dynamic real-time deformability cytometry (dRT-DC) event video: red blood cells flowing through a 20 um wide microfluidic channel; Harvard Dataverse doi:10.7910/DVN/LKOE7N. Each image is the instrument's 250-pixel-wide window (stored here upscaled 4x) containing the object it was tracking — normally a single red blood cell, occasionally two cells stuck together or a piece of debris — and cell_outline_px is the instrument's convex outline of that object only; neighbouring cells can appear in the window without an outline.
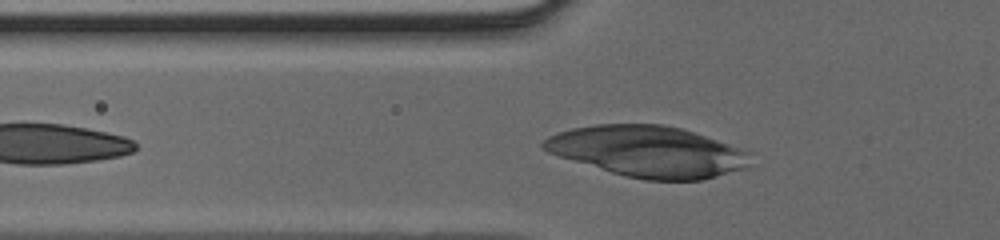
{"species": "human", "species_latin": "Homo sapiens", "temperature_condition": "cold", "stored_images_in_passage": 28, "camera_frame_rate_fps": 3000, "um_per_image_px": 0.085, "donor": {"sex": "male"}, "frame": {"image": 1, "passage_image": 4, "time_ms": 1.0, "image_size_px": [1000, 240], "cell_outline_px": [[752, 152], [748, 168], [704, 180], [644, 180], [624, 176], [560, 156], [548, 152], [540, 148], [540, 144], [548, 136], [572, 128], [596, 124], [664, 124], [680, 128]], "centroid_in_image_um": [55.1, 12.88], "position_along_channel_um": 70.7, "area_um2": 61.33}}
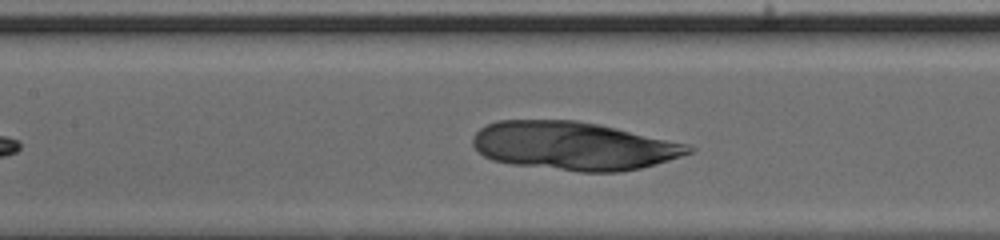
{"frame": {"image": 2, "passage_image": 10, "time_ms": 3.0, "image_size_px": [1000, 240], "cell_outline_px": [[696, 148], [692, 152], [656, 164], [640, 168], [620, 172], [580, 172], [512, 164], [492, 160], [484, 156], [472, 144], [472, 136], [480, 128], [496, 120], [576, 120], [600, 124], [688, 144]], "centroid_in_image_um": [48.75, 12.4], "position_along_channel_um": 158.7, "area_um2": 60.86}}
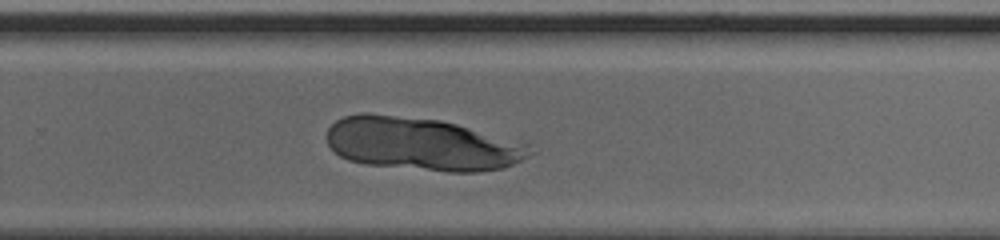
{"frame": {"image": 3, "passage_image": 19, "time_ms": 6.0, "image_size_px": [1000, 240], "cell_outline_px": [[536, 152], [504, 168], [480, 172], [448, 172], [364, 164], [348, 160], [340, 156], [328, 144], [328, 128], [336, 120], [344, 116], [364, 112], [440, 120], [456, 124], [528, 144]], "centroid_in_image_um": [35.84, 12.25], "position_along_channel_um": 294.0, "area_um2": 62.54}}